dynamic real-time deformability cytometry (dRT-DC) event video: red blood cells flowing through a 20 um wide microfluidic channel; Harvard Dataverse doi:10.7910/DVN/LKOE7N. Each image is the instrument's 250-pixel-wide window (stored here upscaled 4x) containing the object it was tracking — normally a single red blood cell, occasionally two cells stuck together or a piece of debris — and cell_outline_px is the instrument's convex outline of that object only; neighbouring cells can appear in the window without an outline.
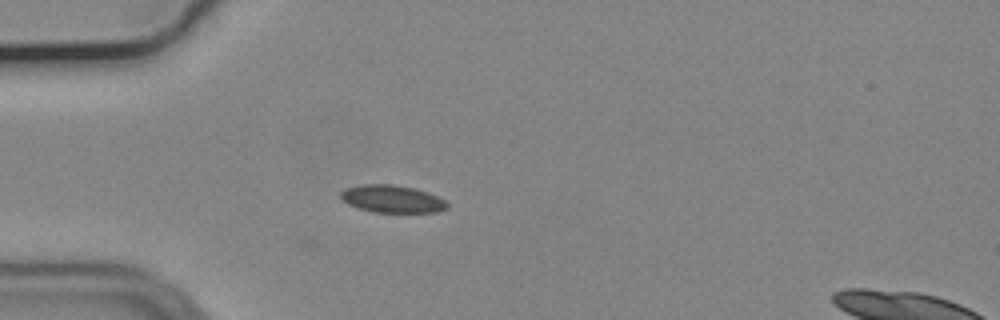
{"species": "common noctule bat (a hibernating species)", "species_latin": "Nyctalus noctula", "temperature_condition": "cold", "stored_images_in_passage": 3, "camera_frame_rate_fps": 3000, "um_per_image_px": 0.085, "animal": {"sex": "male", "body_mass_g": 19.2, "forearm_length_mm": 51.8}, "frame": {"image": 1, "passage_image": 3, "time_ms": 0.667, "image_size_px": [1000, 320], "cell_outline_px": [[448, 208], [436, 212], [372, 212], [348, 204], [340, 196], [340, 192], [344, 188], [360, 184], [392, 184], [412, 188], [436, 196], [444, 200], [448, 204]], "centroid_in_image_um": [33.29, 16.9], "position_along_channel_um": 51.7, "area_um2": 16.88}}